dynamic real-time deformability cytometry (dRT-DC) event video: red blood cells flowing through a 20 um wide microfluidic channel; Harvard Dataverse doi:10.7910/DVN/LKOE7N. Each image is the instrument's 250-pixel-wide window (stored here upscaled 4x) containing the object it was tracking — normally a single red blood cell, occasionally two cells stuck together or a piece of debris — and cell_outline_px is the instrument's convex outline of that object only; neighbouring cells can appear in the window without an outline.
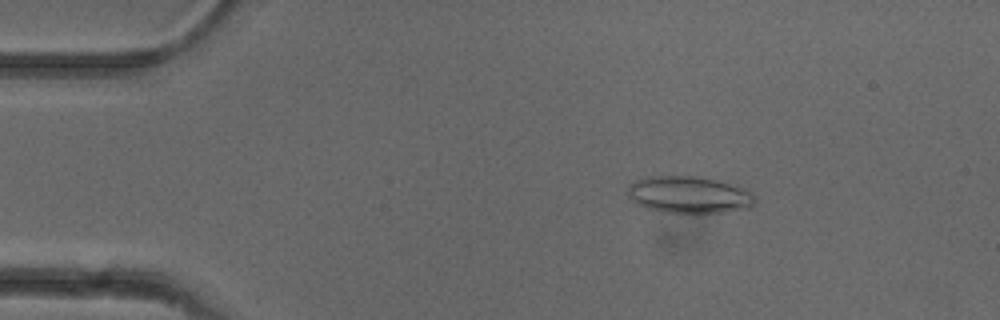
{"species": "common noctule bat (a hibernating species)", "species_latin": "Nyctalus noctula", "temperature_condition": "cold", "stored_images_in_passage": 5, "camera_frame_rate_fps": 3000, "um_per_image_px": 0.085, "animal": {"sex": "female"}, "frame": {"image": 1, "passage_image": 3, "time_ms": 2.333, "image_size_px": [1000, 320], "cell_outline_px": [[756, 204], [748, 208], [724, 212], [660, 212], [644, 208], [632, 200], [628, 196], [628, 184], [636, 180], [648, 176], [704, 176], [752, 192], [756, 196]], "centroid_in_image_um": [58.54, 16.55], "position_along_channel_um": 26.5, "area_um2": 27.46}}